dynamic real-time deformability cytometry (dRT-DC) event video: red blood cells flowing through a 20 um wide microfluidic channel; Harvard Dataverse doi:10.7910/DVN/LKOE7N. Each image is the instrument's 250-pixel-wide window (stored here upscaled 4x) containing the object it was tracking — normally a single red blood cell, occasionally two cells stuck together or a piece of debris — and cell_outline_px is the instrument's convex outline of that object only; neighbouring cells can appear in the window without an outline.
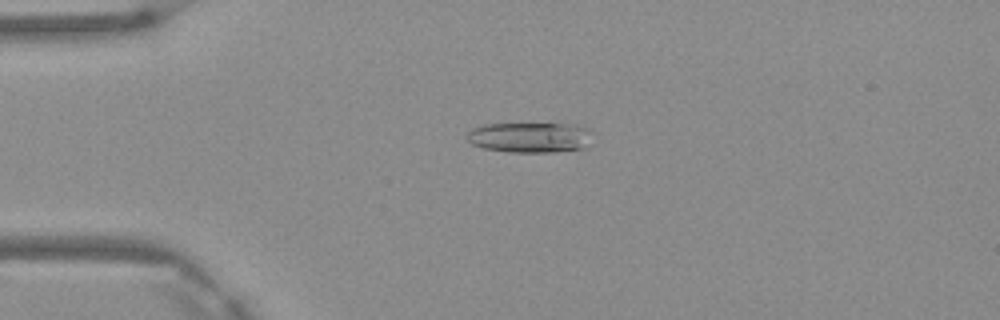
{"species": "Egyptian fruit bat (a non-hibernating species)", "species_latin": "Rousettus aegyptiacus", "temperature_condition": "warm", "stored_images_in_passage": 5, "camera_frame_rate_fps": 3000, "um_per_image_px": 0.085, "frame": {"image": 1, "passage_image": 4, "time_ms": 1.0, "image_size_px": [1000, 320], "cell_outline_px": [[588, 132], [580, 148], [552, 152], [508, 152], [484, 148], [472, 144], [464, 136], [472, 128], [484, 124], [572, 124], [584, 128]], "centroid_in_image_um": [44.85, 11.67], "position_along_channel_um": 40.2, "area_um2": 21.44}}